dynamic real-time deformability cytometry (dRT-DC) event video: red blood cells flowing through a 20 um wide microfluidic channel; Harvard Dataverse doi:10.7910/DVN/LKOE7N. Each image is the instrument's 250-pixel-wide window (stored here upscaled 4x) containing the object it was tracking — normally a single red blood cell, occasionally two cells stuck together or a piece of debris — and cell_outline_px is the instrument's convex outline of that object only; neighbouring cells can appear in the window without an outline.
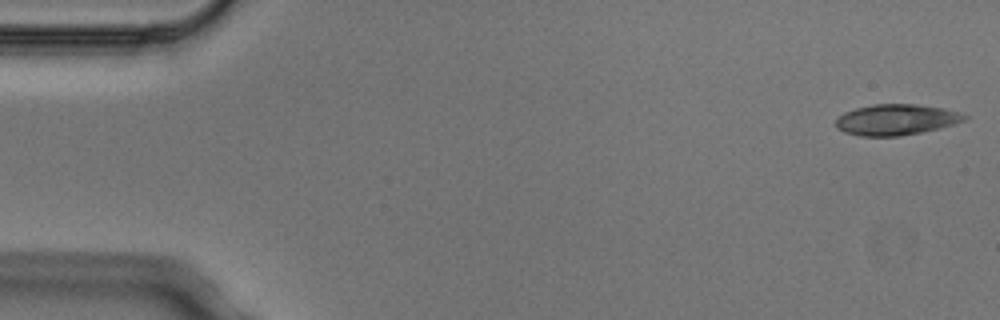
{"species": "Egyptian fruit bat (a non-hibernating species)", "species_latin": "Rousettus aegyptiacus", "temperature_condition": "cold", "stored_images_in_passage": 5, "camera_frame_rate_fps": 3000, "um_per_image_px": 0.085, "animal": {"sex": "male"}, "frame": {"image": 1, "passage_image": 1, "time_ms": 0.0, "image_size_px": [1000, 320], "cell_outline_px": [[972, 116], [964, 120], [940, 128], [900, 136], [860, 136], [844, 132], [836, 128], [836, 120], [844, 112], [856, 108], [872, 104], [916, 104], [944, 108]], "centroid_in_image_um": [76.17, 10.17], "position_along_channel_um": 8.8, "area_um2": 23.12}}